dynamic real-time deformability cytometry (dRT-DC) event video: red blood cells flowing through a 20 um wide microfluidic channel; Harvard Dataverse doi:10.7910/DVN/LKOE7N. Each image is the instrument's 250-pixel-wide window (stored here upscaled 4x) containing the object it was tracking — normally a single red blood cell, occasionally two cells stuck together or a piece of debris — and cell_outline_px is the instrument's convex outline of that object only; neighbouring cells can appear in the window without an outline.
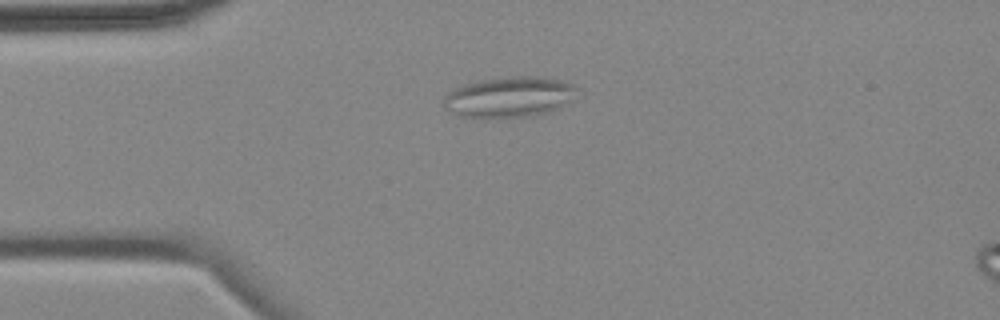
{"species": "common noctule bat (a hibernating species)", "species_latin": "Nyctalus noctula", "temperature_condition": "cold", "stored_images_in_passage": 5, "camera_frame_rate_fps": 3000, "um_per_image_px": 0.085, "animal": {"sex": "female", "body_mass_g": 18.4}, "frame": {"image": 1, "passage_image": 2, "time_ms": 1.333, "image_size_px": [1000, 320], "cell_outline_px": [[580, 88], [560, 108], [548, 112], [532, 116], [460, 116], [448, 112], [444, 108], [444, 96], [452, 88], [464, 84], [480, 80], [508, 76], [536, 76], [560, 80], [572, 84]], "centroid_in_image_um": [43.25, 8.22], "position_along_channel_um": 41.7, "area_um2": 31.27}}